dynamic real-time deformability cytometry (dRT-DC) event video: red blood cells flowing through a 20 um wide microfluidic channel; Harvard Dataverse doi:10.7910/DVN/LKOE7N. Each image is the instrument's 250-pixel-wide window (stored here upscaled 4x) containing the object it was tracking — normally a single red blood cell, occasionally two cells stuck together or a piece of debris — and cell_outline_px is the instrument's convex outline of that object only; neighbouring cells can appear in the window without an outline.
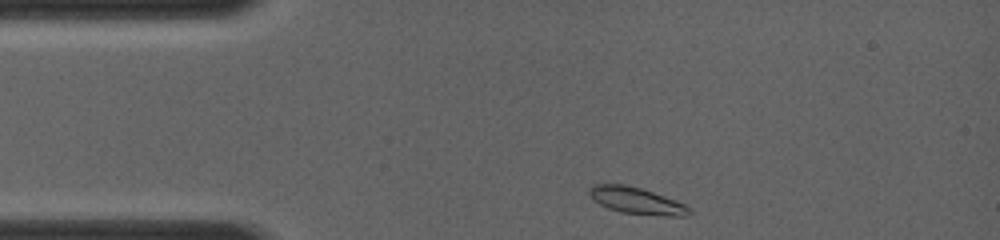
{"species": "common noctule bat (a hibernating species)", "species_latin": "Nyctalus noctula", "temperature_condition": "room temperature", "stored_images_in_passage": 31, "camera_frame_rate_fps": 4000, "um_per_image_px": 0.085, "animal": {"sex": "female", "body_mass_g": 19.0, "forearm_length_mm": 56.7}, "frame": {"image": 1, "passage_image": 1, "time_ms": 0.0, "image_size_px": [1000, 240], "cell_outline_px": [[692, 212], [688, 216], [668, 216], [620, 212], [608, 208], [592, 200], [588, 192], [588, 188], [592, 184], [624, 184], [640, 188], [676, 200], [692, 208]], "centroid_in_image_um": [54.1, 17.06], "position_along_channel_um": 30.9, "area_um2": 15.61}}
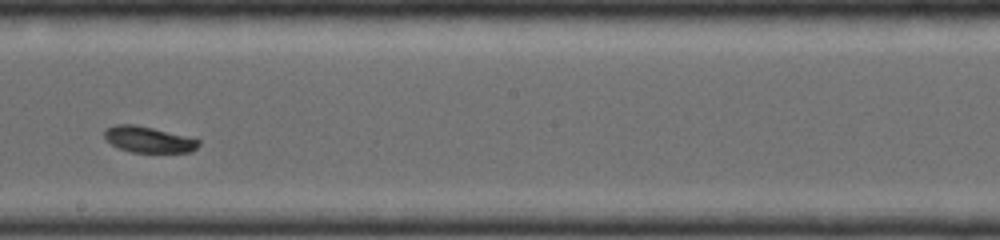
{"frame": {"image": 2, "passage_image": 16, "time_ms": 5.25, "image_size_px": [1000, 240], "cell_outline_px": [[200, 144], [192, 152], [132, 152], [120, 148], [112, 144], [104, 136], [104, 132], [108, 128], [116, 124], [136, 124], [200, 140]], "centroid_in_image_um": [12.63, 11.86], "position_along_channel_um": 235.6, "area_um2": 13.99}}
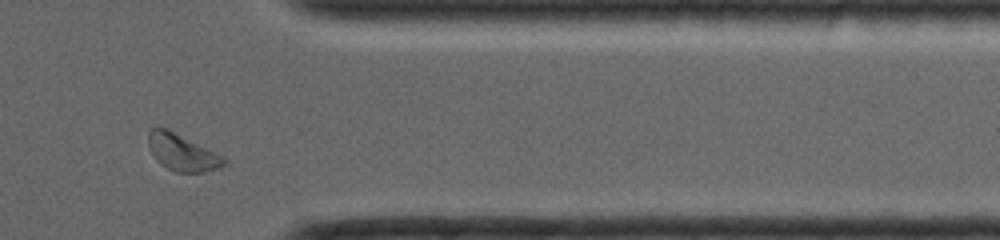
{"frame": {"image": 3, "passage_image": 27, "time_ms": 8.75, "image_size_px": [1000, 240], "cell_outline_px": [[228, 160], [224, 164], [216, 168], [204, 172], [176, 172], [160, 164], [156, 160], [148, 148], [148, 132], [152, 128], [168, 128], [224, 156]], "centroid_in_image_um": [15.47, 12.94], "position_along_channel_um": 395.9, "area_um2": 16.24}}